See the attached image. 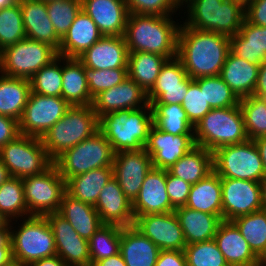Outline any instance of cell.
<instances>
[{
	"instance_id": "obj_20",
	"label": "cell",
	"mask_w": 266,
	"mask_h": 266,
	"mask_svg": "<svg viewBox=\"0 0 266 266\" xmlns=\"http://www.w3.org/2000/svg\"><path fill=\"white\" fill-rule=\"evenodd\" d=\"M134 217L169 213L175 209L166 189V169H151L145 176L138 197L132 203Z\"/></svg>"
},
{
	"instance_id": "obj_11",
	"label": "cell",
	"mask_w": 266,
	"mask_h": 266,
	"mask_svg": "<svg viewBox=\"0 0 266 266\" xmlns=\"http://www.w3.org/2000/svg\"><path fill=\"white\" fill-rule=\"evenodd\" d=\"M0 158L10 176L20 179L40 174L54 163L41 138L23 134L0 148Z\"/></svg>"
},
{
	"instance_id": "obj_3",
	"label": "cell",
	"mask_w": 266,
	"mask_h": 266,
	"mask_svg": "<svg viewBox=\"0 0 266 266\" xmlns=\"http://www.w3.org/2000/svg\"><path fill=\"white\" fill-rule=\"evenodd\" d=\"M152 125L150 104L138 109L109 112L99 118V130L115 153L145 148Z\"/></svg>"
},
{
	"instance_id": "obj_7",
	"label": "cell",
	"mask_w": 266,
	"mask_h": 266,
	"mask_svg": "<svg viewBox=\"0 0 266 266\" xmlns=\"http://www.w3.org/2000/svg\"><path fill=\"white\" fill-rule=\"evenodd\" d=\"M17 231L11 226V249L15 265L29 266L32 262L57 255L52 229L45 216L23 217Z\"/></svg>"
},
{
	"instance_id": "obj_35",
	"label": "cell",
	"mask_w": 266,
	"mask_h": 266,
	"mask_svg": "<svg viewBox=\"0 0 266 266\" xmlns=\"http://www.w3.org/2000/svg\"><path fill=\"white\" fill-rule=\"evenodd\" d=\"M31 92L30 80L0 75V115L14 118L22 117Z\"/></svg>"
},
{
	"instance_id": "obj_8",
	"label": "cell",
	"mask_w": 266,
	"mask_h": 266,
	"mask_svg": "<svg viewBox=\"0 0 266 266\" xmlns=\"http://www.w3.org/2000/svg\"><path fill=\"white\" fill-rule=\"evenodd\" d=\"M115 152L100 130L60 155L54 164L67 181L90 170L113 167Z\"/></svg>"
},
{
	"instance_id": "obj_66",
	"label": "cell",
	"mask_w": 266,
	"mask_h": 266,
	"mask_svg": "<svg viewBox=\"0 0 266 266\" xmlns=\"http://www.w3.org/2000/svg\"><path fill=\"white\" fill-rule=\"evenodd\" d=\"M9 221L5 218V216L0 212V229H3Z\"/></svg>"
},
{
	"instance_id": "obj_24",
	"label": "cell",
	"mask_w": 266,
	"mask_h": 266,
	"mask_svg": "<svg viewBox=\"0 0 266 266\" xmlns=\"http://www.w3.org/2000/svg\"><path fill=\"white\" fill-rule=\"evenodd\" d=\"M214 240L229 266H262V261L232 221H221Z\"/></svg>"
},
{
	"instance_id": "obj_50",
	"label": "cell",
	"mask_w": 266,
	"mask_h": 266,
	"mask_svg": "<svg viewBox=\"0 0 266 266\" xmlns=\"http://www.w3.org/2000/svg\"><path fill=\"white\" fill-rule=\"evenodd\" d=\"M129 13L168 16L182 7L181 0H125Z\"/></svg>"
},
{
	"instance_id": "obj_55",
	"label": "cell",
	"mask_w": 266,
	"mask_h": 266,
	"mask_svg": "<svg viewBox=\"0 0 266 266\" xmlns=\"http://www.w3.org/2000/svg\"><path fill=\"white\" fill-rule=\"evenodd\" d=\"M155 266H187L184 250H160Z\"/></svg>"
},
{
	"instance_id": "obj_59",
	"label": "cell",
	"mask_w": 266,
	"mask_h": 266,
	"mask_svg": "<svg viewBox=\"0 0 266 266\" xmlns=\"http://www.w3.org/2000/svg\"><path fill=\"white\" fill-rule=\"evenodd\" d=\"M92 266H127V265L121 253H118L117 255L108 257L103 260H99Z\"/></svg>"
},
{
	"instance_id": "obj_30",
	"label": "cell",
	"mask_w": 266,
	"mask_h": 266,
	"mask_svg": "<svg viewBox=\"0 0 266 266\" xmlns=\"http://www.w3.org/2000/svg\"><path fill=\"white\" fill-rule=\"evenodd\" d=\"M184 233L186 245L214 239L222 219L218 215L200 212L186 206L174 210Z\"/></svg>"
},
{
	"instance_id": "obj_31",
	"label": "cell",
	"mask_w": 266,
	"mask_h": 266,
	"mask_svg": "<svg viewBox=\"0 0 266 266\" xmlns=\"http://www.w3.org/2000/svg\"><path fill=\"white\" fill-rule=\"evenodd\" d=\"M58 213L66 218L75 231L86 240L103 225L95 207L76 200L65 193L62 197Z\"/></svg>"
},
{
	"instance_id": "obj_34",
	"label": "cell",
	"mask_w": 266,
	"mask_h": 266,
	"mask_svg": "<svg viewBox=\"0 0 266 266\" xmlns=\"http://www.w3.org/2000/svg\"><path fill=\"white\" fill-rule=\"evenodd\" d=\"M114 176L113 167L90 170L66 181V193L76 200L95 206L102 188Z\"/></svg>"
},
{
	"instance_id": "obj_67",
	"label": "cell",
	"mask_w": 266,
	"mask_h": 266,
	"mask_svg": "<svg viewBox=\"0 0 266 266\" xmlns=\"http://www.w3.org/2000/svg\"><path fill=\"white\" fill-rule=\"evenodd\" d=\"M262 266H266V258H265V260L262 262Z\"/></svg>"
},
{
	"instance_id": "obj_47",
	"label": "cell",
	"mask_w": 266,
	"mask_h": 266,
	"mask_svg": "<svg viewBox=\"0 0 266 266\" xmlns=\"http://www.w3.org/2000/svg\"><path fill=\"white\" fill-rule=\"evenodd\" d=\"M47 13L57 36L62 39L82 9L81 0L46 1Z\"/></svg>"
},
{
	"instance_id": "obj_58",
	"label": "cell",
	"mask_w": 266,
	"mask_h": 266,
	"mask_svg": "<svg viewBox=\"0 0 266 266\" xmlns=\"http://www.w3.org/2000/svg\"><path fill=\"white\" fill-rule=\"evenodd\" d=\"M29 266H67L58 255L32 262Z\"/></svg>"
},
{
	"instance_id": "obj_45",
	"label": "cell",
	"mask_w": 266,
	"mask_h": 266,
	"mask_svg": "<svg viewBox=\"0 0 266 266\" xmlns=\"http://www.w3.org/2000/svg\"><path fill=\"white\" fill-rule=\"evenodd\" d=\"M62 56L43 66L30 79L31 92L44 96L62 97Z\"/></svg>"
},
{
	"instance_id": "obj_57",
	"label": "cell",
	"mask_w": 266,
	"mask_h": 266,
	"mask_svg": "<svg viewBox=\"0 0 266 266\" xmlns=\"http://www.w3.org/2000/svg\"><path fill=\"white\" fill-rule=\"evenodd\" d=\"M253 95L260 98L266 95V60L259 66L257 83Z\"/></svg>"
},
{
	"instance_id": "obj_6",
	"label": "cell",
	"mask_w": 266,
	"mask_h": 266,
	"mask_svg": "<svg viewBox=\"0 0 266 266\" xmlns=\"http://www.w3.org/2000/svg\"><path fill=\"white\" fill-rule=\"evenodd\" d=\"M194 138L197 146L211 152L249 140L240 106L212 108L194 126Z\"/></svg>"
},
{
	"instance_id": "obj_1",
	"label": "cell",
	"mask_w": 266,
	"mask_h": 266,
	"mask_svg": "<svg viewBox=\"0 0 266 266\" xmlns=\"http://www.w3.org/2000/svg\"><path fill=\"white\" fill-rule=\"evenodd\" d=\"M229 51L228 36L180 25L177 57L193 80L220 75Z\"/></svg>"
},
{
	"instance_id": "obj_2",
	"label": "cell",
	"mask_w": 266,
	"mask_h": 266,
	"mask_svg": "<svg viewBox=\"0 0 266 266\" xmlns=\"http://www.w3.org/2000/svg\"><path fill=\"white\" fill-rule=\"evenodd\" d=\"M179 23L171 15L129 13L124 38L129 53L148 52L167 59L177 56Z\"/></svg>"
},
{
	"instance_id": "obj_61",
	"label": "cell",
	"mask_w": 266,
	"mask_h": 266,
	"mask_svg": "<svg viewBox=\"0 0 266 266\" xmlns=\"http://www.w3.org/2000/svg\"><path fill=\"white\" fill-rule=\"evenodd\" d=\"M0 248H11V222L0 229Z\"/></svg>"
},
{
	"instance_id": "obj_36",
	"label": "cell",
	"mask_w": 266,
	"mask_h": 266,
	"mask_svg": "<svg viewBox=\"0 0 266 266\" xmlns=\"http://www.w3.org/2000/svg\"><path fill=\"white\" fill-rule=\"evenodd\" d=\"M167 171L191 185L196 184L213 171V153L204 147L196 146Z\"/></svg>"
},
{
	"instance_id": "obj_29",
	"label": "cell",
	"mask_w": 266,
	"mask_h": 266,
	"mask_svg": "<svg viewBox=\"0 0 266 266\" xmlns=\"http://www.w3.org/2000/svg\"><path fill=\"white\" fill-rule=\"evenodd\" d=\"M260 65H254L229 51L220 77L239 99L253 95Z\"/></svg>"
},
{
	"instance_id": "obj_16",
	"label": "cell",
	"mask_w": 266,
	"mask_h": 266,
	"mask_svg": "<svg viewBox=\"0 0 266 266\" xmlns=\"http://www.w3.org/2000/svg\"><path fill=\"white\" fill-rule=\"evenodd\" d=\"M54 235L57 255L67 266H91L89 241L58 212L45 215Z\"/></svg>"
},
{
	"instance_id": "obj_44",
	"label": "cell",
	"mask_w": 266,
	"mask_h": 266,
	"mask_svg": "<svg viewBox=\"0 0 266 266\" xmlns=\"http://www.w3.org/2000/svg\"><path fill=\"white\" fill-rule=\"evenodd\" d=\"M245 129L249 140L266 136V101L264 98L250 95L240 99Z\"/></svg>"
},
{
	"instance_id": "obj_49",
	"label": "cell",
	"mask_w": 266,
	"mask_h": 266,
	"mask_svg": "<svg viewBox=\"0 0 266 266\" xmlns=\"http://www.w3.org/2000/svg\"><path fill=\"white\" fill-rule=\"evenodd\" d=\"M85 78L88 83L90 96L94 98L100 92L111 89L127 79L128 68L98 70L85 67Z\"/></svg>"
},
{
	"instance_id": "obj_41",
	"label": "cell",
	"mask_w": 266,
	"mask_h": 266,
	"mask_svg": "<svg viewBox=\"0 0 266 266\" xmlns=\"http://www.w3.org/2000/svg\"><path fill=\"white\" fill-rule=\"evenodd\" d=\"M122 227L103 224L88 240L91 266L120 253Z\"/></svg>"
},
{
	"instance_id": "obj_65",
	"label": "cell",
	"mask_w": 266,
	"mask_h": 266,
	"mask_svg": "<svg viewBox=\"0 0 266 266\" xmlns=\"http://www.w3.org/2000/svg\"><path fill=\"white\" fill-rule=\"evenodd\" d=\"M19 3V0H0V9L13 6Z\"/></svg>"
},
{
	"instance_id": "obj_53",
	"label": "cell",
	"mask_w": 266,
	"mask_h": 266,
	"mask_svg": "<svg viewBox=\"0 0 266 266\" xmlns=\"http://www.w3.org/2000/svg\"><path fill=\"white\" fill-rule=\"evenodd\" d=\"M245 20L253 25L266 27V0H246Z\"/></svg>"
},
{
	"instance_id": "obj_28",
	"label": "cell",
	"mask_w": 266,
	"mask_h": 266,
	"mask_svg": "<svg viewBox=\"0 0 266 266\" xmlns=\"http://www.w3.org/2000/svg\"><path fill=\"white\" fill-rule=\"evenodd\" d=\"M160 249L133 225L122 227L120 253L127 266H155Z\"/></svg>"
},
{
	"instance_id": "obj_5",
	"label": "cell",
	"mask_w": 266,
	"mask_h": 266,
	"mask_svg": "<svg viewBox=\"0 0 266 266\" xmlns=\"http://www.w3.org/2000/svg\"><path fill=\"white\" fill-rule=\"evenodd\" d=\"M99 130V118L92 105L70 106L64 116L41 138L48 156L54 162L65 151Z\"/></svg>"
},
{
	"instance_id": "obj_48",
	"label": "cell",
	"mask_w": 266,
	"mask_h": 266,
	"mask_svg": "<svg viewBox=\"0 0 266 266\" xmlns=\"http://www.w3.org/2000/svg\"><path fill=\"white\" fill-rule=\"evenodd\" d=\"M187 266H229L214 239L186 245Z\"/></svg>"
},
{
	"instance_id": "obj_64",
	"label": "cell",
	"mask_w": 266,
	"mask_h": 266,
	"mask_svg": "<svg viewBox=\"0 0 266 266\" xmlns=\"http://www.w3.org/2000/svg\"><path fill=\"white\" fill-rule=\"evenodd\" d=\"M262 209L266 210V176L260 181Z\"/></svg>"
},
{
	"instance_id": "obj_46",
	"label": "cell",
	"mask_w": 266,
	"mask_h": 266,
	"mask_svg": "<svg viewBox=\"0 0 266 266\" xmlns=\"http://www.w3.org/2000/svg\"><path fill=\"white\" fill-rule=\"evenodd\" d=\"M25 38L20 3L0 9V51Z\"/></svg>"
},
{
	"instance_id": "obj_10",
	"label": "cell",
	"mask_w": 266,
	"mask_h": 266,
	"mask_svg": "<svg viewBox=\"0 0 266 266\" xmlns=\"http://www.w3.org/2000/svg\"><path fill=\"white\" fill-rule=\"evenodd\" d=\"M58 56L50 45L25 38L0 51V73L30 80Z\"/></svg>"
},
{
	"instance_id": "obj_9",
	"label": "cell",
	"mask_w": 266,
	"mask_h": 266,
	"mask_svg": "<svg viewBox=\"0 0 266 266\" xmlns=\"http://www.w3.org/2000/svg\"><path fill=\"white\" fill-rule=\"evenodd\" d=\"M213 153V170L220 178L260 182L265 177L263 164L253 140L226 145Z\"/></svg>"
},
{
	"instance_id": "obj_32",
	"label": "cell",
	"mask_w": 266,
	"mask_h": 266,
	"mask_svg": "<svg viewBox=\"0 0 266 266\" xmlns=\"http://www.w3.org/2000/svg\"><path fill=\"white\" fill-rule=\"evenodd\" d=\"M185 206L200 212L218 215L222 219L221 179L214 170L191 186Z\"/></svg>"
},
{
	"instance_id": "obj_25",
	"label": "cell",
	"mask_w": 266,
	"mask_h": 266,
	"mask_svg": "<svg viewBox=\"0 0 266 266\" xmlns=\"http://www.w3.org/2000/svg\"><path fill=\"white\" fill-rule=\"evenodd\" d=\"M26 38L43 42L57 52L61 39L57 36L48 16L46 2L42 0H19Z\"/></svg>"
},
{
	"instance_id": "obj_37",
	"label": "cell",
	"mask_w": 266,
	"mask_h": 266,
	"mask_svg": "<svg viewBox=\"0 0 266 266\" xmlns=\"http://www.w3.org/2000/svg\"><path fill=\"white\" fill-rule=\"evenodd\" d=\"M168 59L148 52H132L128 55V77L149 93L156 83L164 63Z\"/></svg>"
},
{
	"instance_id": "obj_42",
	"label": "cell",
	"mask_w": 266,
	"mask_h": 266,
	"mask_svg": "<svg viewBox=\"0 0 266 266\" xmlns=\"http://www.w3.org/2000/svg\"><path fill=\"white\" fill-rule=\"evenodd\" d=\"M0 212L9 222L28 217L22 179L11 177L0 186Z\"/></svg>"
},
{
	"instance_id": "obj_13",
	"label": "cell",
	"mask_w": 266,
	"mask_h": 266,
	"mask_svg": "<svg viewBox=\"0 0 266 266\" xmlns=\"http://www.w3.org/2000/svg\"><path fill=\"white\" fill-rule=\"evenodd\" d=\"M70 106L63 97L30 92L22 117L18 121L20 134L42 138Z\"/></svg>"
},
{
	"instance_id": "obj_4",
	"label": "cell",
	"mask_w": 266,
	"mask_h": 266,
	"mask_svg": "<svg viewBox=\"0 0 266 266\" xmlns=\"http://www.w3.org/2000/svg\"><path fill=\"white\" fill-rule=\"evenodd\" d=\"M187 4L185 26L228 37L240 30L245 19L244 0H181Z\"/></svg>"
},
{
	"instance_id": "obj_15",
	"label": "cell",
	"mask_w": 266,
	"mask_h": 266,
	"mask_svg": "<svg viewBox=\"0 0 266 266\" xmlns=\"http://www.w3.org/2000/svg\"><path fill=\"white\" fill-rule=\"evenodd\" d=\"M133 226L160 250H184L186 240L174 211L137 216Z\"/></svg>"
},
{
	"instance_id": "obj_33",
	"label": "cell",
	"mask_w": 266,
	"mask_h": 266,
	"mask_svg": "<svg viewBox=\"0 0 266 266\" xmlns=\"http://www.w3.org/2000/svg\"><path fill=\"white\" fill-rule=\"evenodd\" d=\"M65 61V64H64ZM62 97L71 105H92L85 66L78 58L62 56Z\"/></svg>"
},
{
	"instance_id": "obj_14",
	"label": "cell",
	"mask_w": 266,
	"mask_h": 266,
	"mask_svg": "<svg viewBox=\"0 0 266 266\" xmlns=\"http://www.w3.org/2000/svg\"><path fill=\"white\" fill-rule=\"evenodd\" d=\"M222 187V220L232 221L262 209L260 182L220 178Z\"/></svg>"
},
{
	"instance_id": "obj_56",
	"label": "cell",
	"mask_w": 266,
	"mask_h": 266,
	"mask_svg": "<svg viewBox=\"0 0 266 266\" xmlns=\"http://www.w3.org/2000/svg\"><path fill=\"white\" fill-rule=\"evenodd\" d=\"M188 88L164 89V93L153 104H182Z\"/></svg>"
},
{
	"instance_id": "obj_52",
	"label": "cell",
	"mask_w": 266,
	"mask_h": 266,
	"mask_svg": "<svg viewBox=\"0 0 266 266\" xmlns=\"http://www.w3.org/2000/svg\"><path fill=\"white\" fill-rule=\"evenodd\" d=\"M191 184L185 182L179 177L171 175L166 170V189L171 205L174 209L184 207L187 203Z\"/></svg>"
},
{
	"instance_id": "obj_22",
	"label": "cell",
	"mask_w": 266,
	"mask_h": 266,
	"mask_svg": "<svg viewBox=\"0 0 266 266\" xmlns=\"http://www.w3.org/2000/svg\"><path fill=\"white\" fill-rule=\"evenodd\" d=\"M129 51L124 36H102L78 59L89 69L128 67Z\"/></svg>"
},
{
	"instance_id": "obj_26",
	"label": "cell",
	"mask_w": 266,
	"mask_h": 266,
	"mask_svg": "<svg viewBox=\"0 0 266 266\" xmlns=\"http://www.w3.org/2000/svg\"><path fill=\"white\" fill-rule=\"evenodd\" d=\"M102 36L95 22L81 9L61 39L57 54L68 58H78Z\"/></svg>"
},
{
	"instance_id": "obj_39",
	"label": "cell",
	"mask_w": 266,
	"mask_h": 266,
	"mask_svg": "<svg viewBox=\"0 0 266 266\" xmlns=\"http://www.w3.org/2000/svg\"><path fill=\"white\" fill-rule=\"evenodd\" d=\"M153 124L172 135H194V125L180 104H152Z\"/></svg>"
},
{
	"instance_id": "obj_18",
	"label": "cell",
	"mask_w": 266,
	"mask_h": 266,
	"mask_svg": "<svg viewBox=\"0 0 266 266\" xmlns=\"http://www.w3.org/2000/svg\"><path fill=\"white\" fill-rule=\"evenodd\" d=\"M196 146L194 135H172L153 124L145 149L152 159L153 168L168 170Z\"/></svg>"
},
{
	"instance_id": "obj_38",
	"label": "cell",
	"mask_w": 266,
	"mask_h": 266,
	"mask_svg": "<svg viewBox=\"0 0 266 266\" xmlns=\"http://www.w3.org/2000/svg\"><path fill=\"white\" fill-rule=\"evenodd\" d=\"M232 222L248 242L253 253L263 262L266 258V210L261 209L239 216Z\"/></svg>"
},
{
	"instance_id": "obj_40",
	"label": "cell",
	"mask_w": 266,
	"mask_h": 266,
	"mask_svg": "<svg viewBox=\"0 0 266 266\" xmlns=\"http://www.w3.org/2000/svg\"><path fill=\"white\" fill-rule=\"evenodd\" d=\"M192 81L193 79L187 75L177 56L168 59L164 63L155 85L147 94L148 103L152 105L164 93V89L188 88Z\"/></svg>"
},
{
	"instance_id": "obj_12",
	"label": "cell",
	"mask_w": 266,
	"mask_h": 266,
	"mask_svg": "<svg viewBox=\"0 0 266 266\" xmlns=\"http://www.w3.org/2000/svg\"><path fill=\"white\" fill-rule=\"evenodd\" d=\"M28 216H45L58 212L66 181L53 163L44 172L22 179Z\"/></svg>"
},
{
	"instance_id": "obj_19",
	"label": "cell",
	"mask_w": 266,
	"mask_h": 266,
	"mask_svg": "<svg viewBox=\"0 0 266 266\" xmlns=\"http://www.w3.org/2000/svg\"><path fill=\"white\" fill-rule=\"evenodd\" d=\"M148 104L147 93L128 77L121 84L95 96L92 108L100 118L109 112L143 108Z\"/></svg>"
},
{
	"instance_id": "obj_23",
	"label": "cell",
	"mask_w": 266,
	"mask_h": 266,
	"mask_svg": "<svg viewBox=\"0 0 266 266\" xmlns=\"http://www.w3.org/2000/svg\"><path fill=\"white\" fill-rule=\"evenodd\" d=\"M82 9L103 36H124L129 15L125 0H81Z\"/></svg>"
},
{
	"instance_id": "obj_62",
	"label": "cell",
	"mask_w": 266,
	"mask_h": 266,
	"mask_svg": "<svg viewBox=\"0 0 266 266\" xmlns=\"http://www.w3.org/2000/svg\"><path fill=\"white\" fill-rule=\"evenodd\" d=\"M14 261L12 257L11 248H0V266H13Z\"/></svg>"
},
{
	"instance_id": "obj_17",
	"label": "cell",
	"mask_w": 266,
	"mask_h": 266,
	"mask_svg": "<svg viewBox=\"0 0 266 266\" xmlns=\"http://www.w3.org/2000/svg\"><path fill=\"white\" fill-rule=\"evenodd\" d=\"M151 169H153L152 159L145 148L115 153L114 177L132 203L138 197L145 176Z\"/></svg>"
},
{
	"instance_id": "obj_60",
	"label": "cell",
	"mask_w": 266,
	"mask_h": 266,
	"mask_svg": "<svg viewBox=\"0 0 266 266\" xmlns=\"http://www.w3.org/2000/svg\"><path fill=\"white\" fill-rule=\"evenodd\" d=\"M253 141L261 157L263 169L266 176V136L255 138Z\"/></svg>"
},
{
	"instance_id": "obj_21",
	"label": "cell",
	"mask_w": 266,
	"mask_h": 266,
	"mask_svg": "<svg viewBox=\"0 0 266 266\" xmlns=\"http://www.w3.org/2000/svg\"><path fill=\"white\" fill-rule=\"evenodd\" d=\"M94 207L103 224L123 228L134 224L132 202L124 194L114 176L102 188Z\"/></svg>"
},
{
	"instance_id": "obj_51",
	"label": "cell",
	"mask_w": 266,
	"mask_h": 266,
	"mask_svg": "<svg viewBox=\"0 0 266 266\" xmlns=\"http://www.w3.org/2000/svg\"><path fill=\"white\" fill-rule=\"evenodd\" d=\"M181 105L194 126L212 109L206 102L204 92L194 80L189 84Z\"/></svg>"
},
{
	"instance_id": "obj_43",
	"label": "cell",
	"mask_w": 266,
	"mask_h": 266,
	"mask_svg": "<svg viewBox=\"0 0 266 266\" xmlns=\"http://www.w3.org/2000/svg\"><path fill=\"white\" fill-rule=\"evenodd\" d=\"M204 92L206 102L211 108H228L238 106L240 99L222 80L220 75L201 77L194 80Z\"/></svg>"
},
{
	"instance_id": "obj_54",
	"label": "cell",
	"mask_w": 266,
	"mask_h": 266,
	"mask_svg": "<svg viewBox=\"0 0 266 266\" xmlns=\"http://www.w3.org/2000/svg\"><path fill=\"white\" fill-rule=\"evenodd\" d=\"M18 135H20L18 121L0 115V148L14 140Z\"/></svg>"
},
{
	"instance_id": "obj_63",
	"label": "cell",
	"mask_w": 266,
	"mask_h": 266,
	"mask_svg": "<svg viewBox=\"0 0 266 266\" xmlns=\"http://www.w3.org/2000/svg\"><path fill=\"white\" fill-rule=\"evenodd\" d=\"M9 178H11L8 169L6 168V166L4 165V163L2 162L1 158H0V186L6 182Z\"/></svg>"
},
{
	"instance_id": "obj_27",
	"label": "cell",
	"mask_w": 266,
	"mask_h": 266,
	"mask_svg": "<svg viewBox=\"0 0 266 266\" xmlns=\"http://www.w3.org/2000/svg\"><path fill=\"white\" fill-rule=\"evenodd\" d=\"M229 40L234 55L254 65L266 60V27L253 25L244 19L238 33Z\"/></svg>"
}]
</instances>
